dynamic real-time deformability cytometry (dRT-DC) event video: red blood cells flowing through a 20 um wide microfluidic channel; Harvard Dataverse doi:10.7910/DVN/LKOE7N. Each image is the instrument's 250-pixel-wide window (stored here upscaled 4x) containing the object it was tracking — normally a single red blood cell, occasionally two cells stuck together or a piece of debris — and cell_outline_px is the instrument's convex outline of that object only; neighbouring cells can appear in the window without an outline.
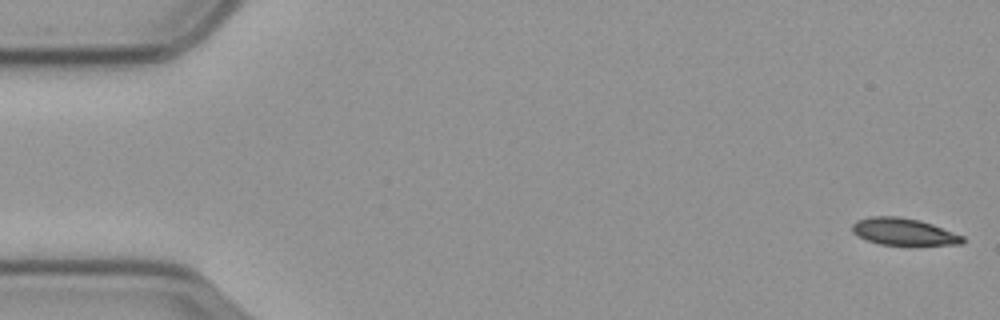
{"species": "common noctule bat (a hibernating species)", "species_latin": "Nyctalus noctula", "temperature_condition": "cold", "stored_images_in_passage": 57, "camera_frame_rate_fps": 3000, "um_per_image_px": 0.085, "animal": {"sex": "male", "body_mass_g": 23.1, "forearm_length_mm": 52.7}, "frame": {"image": 1, "passage_image": 1, "time_ms": 0.0, "image_size_px": [1000, 320], "cell_outline_px": [[964, 244], [880, 244], [856, 236], [852, 232], [852, 224], [856, 220], [868, 216], [900, 216], [920, 220], [932, 224], [964, 236]], "centroid_in_image_um": [76.77, 19.67], "position_along_channel_um": 8.2, "area_um2": 17.28}}
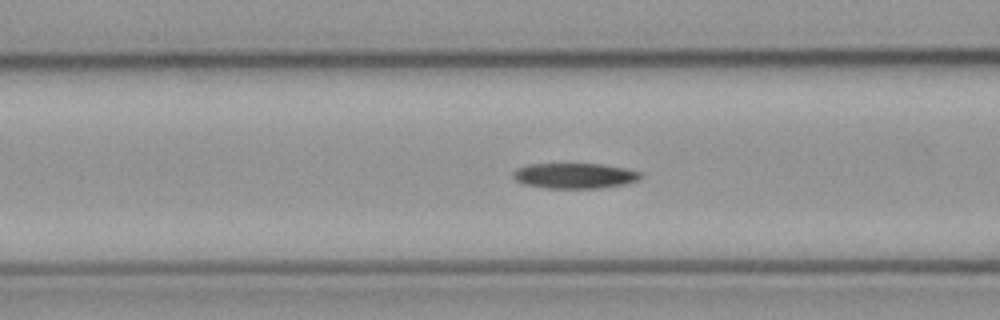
{"frame": {"image": 2, "passage_image": 22, "time_ms": 7.0, "image_size_px": [1000, 320], "cell_outline_px": [[644, 176], [628, 184], [600, 188], [548, 188], [524, 184], [516, 180], [512, 176], [512, 172], [516, 168], [528, 164], [600, 164], [624, 168], [640, 172]], "centroid_in_image_um": [48.84, 14.94], "position_along_channel_um": 117.8, "area_um2": 18.9}}
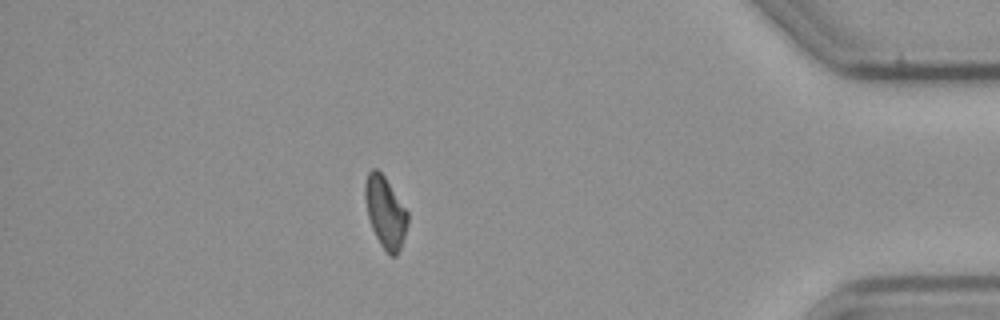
{"frame": {"image": 3, "passage_image": 50, "time_ms": 16.333, "image_size_px": [1000, 320], "cell_outline_px": [[408, 224], [400, 248], [396, 256], [388, 256], [380, 244], [372, 228], [368, 216], [364, 196], [364, 184], [368, 172], [372, 168], [376, 168], [384, 176], [408, 212]], "centroid_in_image_um": [32.74, 18.04], "position_along_channel_um": 402.5, "area_um2": 17.69}}